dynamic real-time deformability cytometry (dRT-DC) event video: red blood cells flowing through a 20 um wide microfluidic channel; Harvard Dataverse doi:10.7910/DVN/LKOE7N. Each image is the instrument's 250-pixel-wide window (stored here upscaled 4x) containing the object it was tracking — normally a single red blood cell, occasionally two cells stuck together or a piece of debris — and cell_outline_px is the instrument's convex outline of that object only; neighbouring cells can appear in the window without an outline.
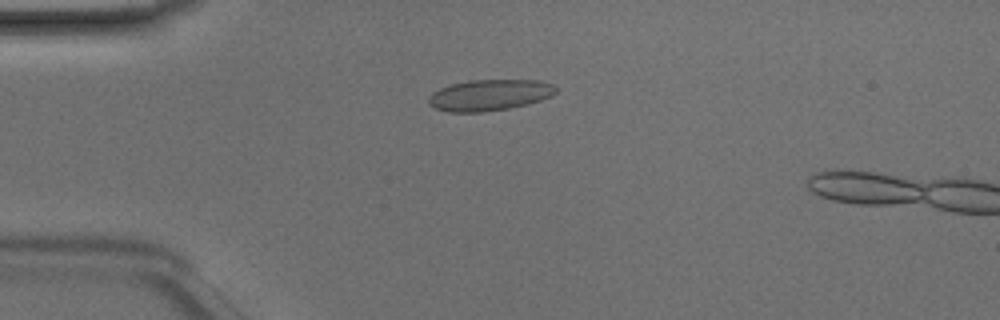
{"species": "Egyptian fruit bat (a non-hibernating species)", "species_latin": "Rousettus aegyptiacus", "temperature_condition": "room temperature", "stored_images_in_passage": 9, "camera_frame_rate_fps": 3000, "um_per_image_px": 0.085, "animal": {"sex": "male"}, "frame": {"image": 1, "passage_image": 6, "time_ms": 1.667, "image_size_px": [1000, 320], "cell_outline_px": [[556, 92], [552, 96], [540, 100], [508, 108], [480, 112], [448, 112], [436, 108], [428, 104], [428, 96], [432, 92], [440, 88], [452, 84], [468, 80], [540, 80], [552, 84], [556, 88]], "centroid_in_image_um": [41.58, 8.07], "position_along_channel_um": 43.4, "area_um2": 23.0}}